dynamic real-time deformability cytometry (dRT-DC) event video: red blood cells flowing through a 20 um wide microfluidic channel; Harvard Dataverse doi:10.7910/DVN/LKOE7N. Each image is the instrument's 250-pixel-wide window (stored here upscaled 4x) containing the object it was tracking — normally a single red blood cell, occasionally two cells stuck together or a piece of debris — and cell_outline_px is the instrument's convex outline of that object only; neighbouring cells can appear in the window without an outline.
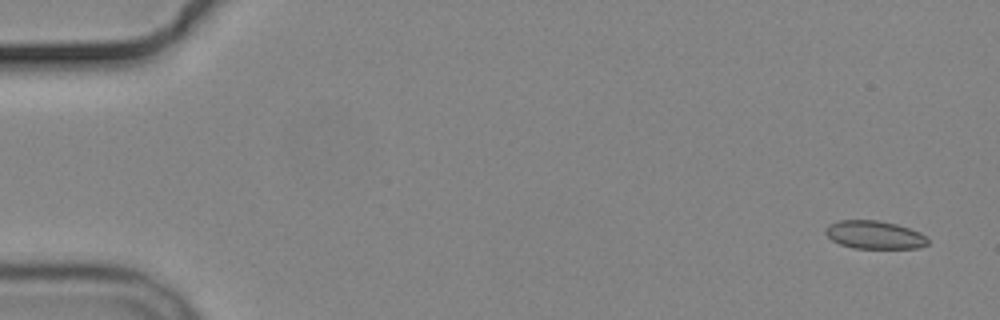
{"species": "common noctule bat (a hibernating species)", "species_latin": "Nyctalus noctula", "temperature_condition": "cold", "stored_images_in_passage": 6, "camera_frame_rate_fps": 3000, "um_per_image_px": 0.085, "animal": {"sex": "male", "body_mass_g": 19.2, "forearm_length_mm": 51.8}, "frame": {"image": 1, "passage_image": 1, "time_ms": 0.0, "image_size_px": [1000, 320], "cell_outline_px": [[928, 244], [920, 248], [852, 248], [840, 244], [832, 240], [824, 232], [824, 228], [828, 224], [840, 220], [880, 220], [896, 224], [920, 232], [928, 240]], "centroid_in_image_um": [74.3, 19.96], "position_along_channel_um": 10.7, "area_um2": 16.82}}
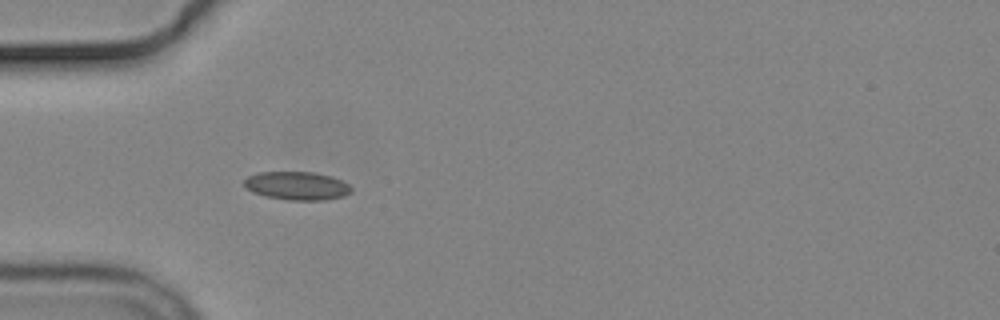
{"frame": {"image": 2, "passage_image": 5, "time_ms": 5.0, "image_size_px": [1000, 320], "cell_outline_px": [[352, 192], [344, 196], [324, 200], [288, 200], [264, 196], [252, 192], [244, 184], [244, 180], [248, 176], [256, 172], [312, 172], [332, 176], [348, 184], [352, 188]], "centroid_in_image_um": [25.24, 15.79], "position_along_channel_um": 59.8, "area_um2": 17.74}}
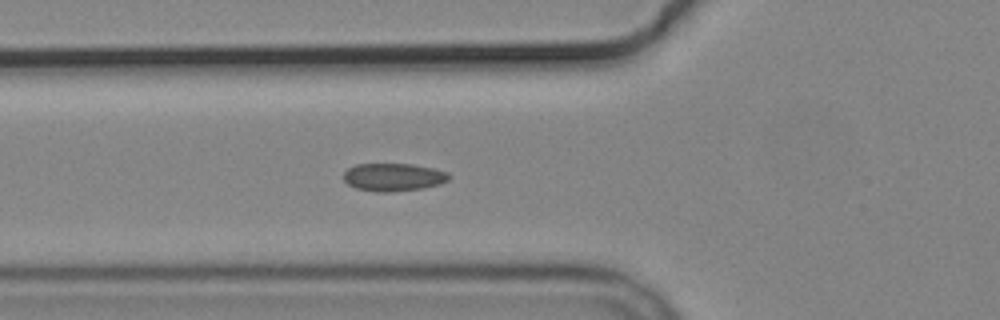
{"frame": {"image": 3, "passage_image": 6, "time_ms": 6.0, "image_size_px": [1000, 320], "cell_outline_px": [[448, 180], [440, 184], [420, 188], [392, 192], [376, 192], [356, 188], [348, 184], [344, 180], [344, 172], [348, 168], [356, 164], [412, 164], [432, 168], [448, 172]], "centroid_in_image_um": [33.41, 15.05], "position_along_channel_um": 92.4, "area_um2": 16.99}}